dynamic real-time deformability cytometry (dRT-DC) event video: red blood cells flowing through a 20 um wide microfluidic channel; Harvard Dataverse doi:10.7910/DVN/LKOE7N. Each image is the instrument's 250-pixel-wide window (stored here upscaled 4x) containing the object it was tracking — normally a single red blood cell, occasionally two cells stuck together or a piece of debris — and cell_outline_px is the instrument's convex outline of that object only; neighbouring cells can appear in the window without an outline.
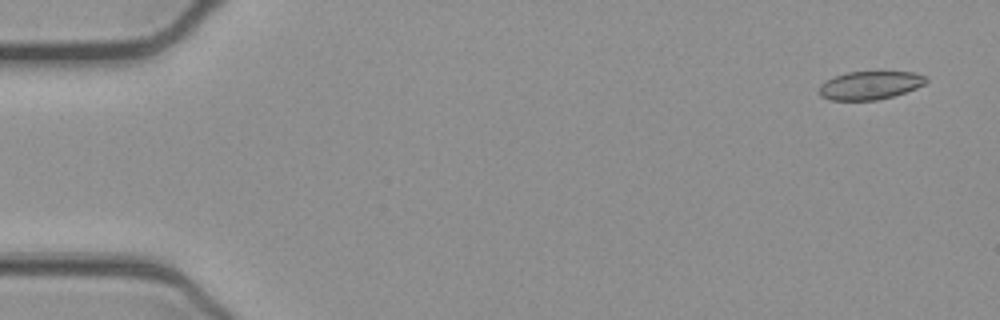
{"species": "common noctule bat (a hibernating species)", "species_latin": "Nyctalus noctula", "temperature_condition": "cold", "stored_images_in_passage": 53, "camera_frame_rate_fps": 3000, "um_per_image_px": 0.085, "animal": {"sex": "female", "body_mass_g": 21.9}, "frame": {"image": 1, "passage_image": 3, "time_ms": 0.667, "image_size_px": [1000, 320], "cell_outline_px": [[928, 80], [924, 84], [916, 88], [892, 96], [876, 100], [828, 100], [820, 96], [820, 84], [824, 80], [848, 72], [916, 72], [928, 76]], "centroid_in_image_um": [73.95, 7.25], "position_along_channel_um": 11.0, "area_um2": 17.63}}
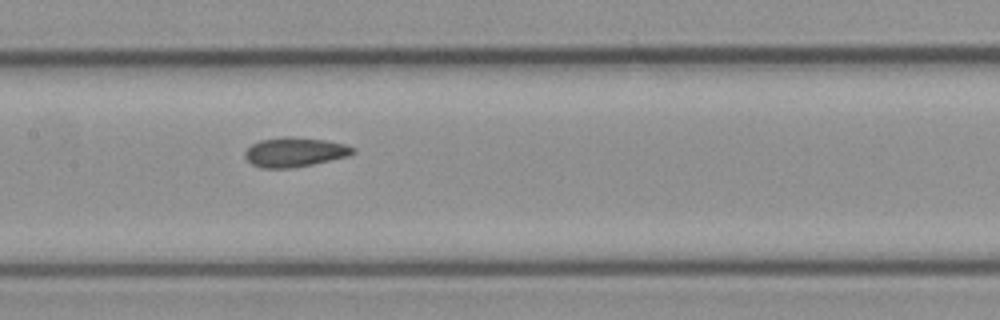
{"frame": {"image": 2, "passage_image": 26, "time_ms": 8.333, "image_size_px": [1000, 320], "cell_outline_px": [[356, 152], [348, 156], [312, 164], [292, 168], [260, 168], [252, 164], [244, 156], [244, 152], [252, 144], [260, 140], [284, 136], [292, 136], [324, 140], [344, 144], [356, 148]], "centroid_in_image_um": [25.04, 12.92], "position_along_channel_um": 182.4, "area_um2": 18.55}}
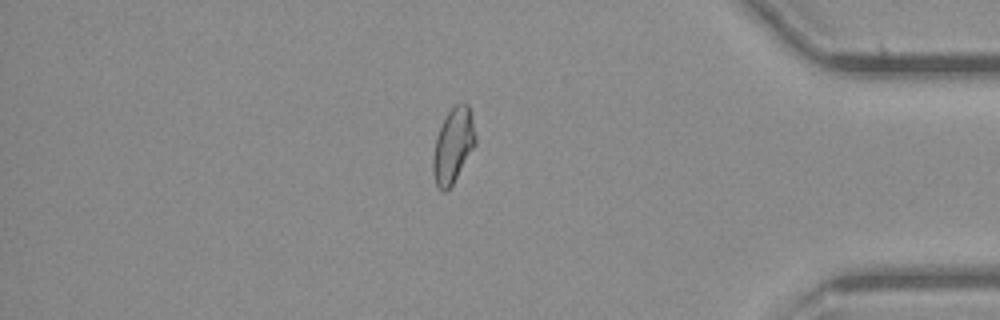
{"frame": {"image": 3, "passage_image": 45, "time_ms": 14.667, "image_size_px": [1000, 320], "cell_outline_px": [[476, 144], [452, 184], [444, 192], [436, 184], [432, 172], [432, 160], [436, 140], [440, 128], [448, 112], [456, 104], [468, 104], [472, 112], [476, 136]], "centroid_in_image_um": [38.53, 12.35], "position_along_channel_um": 396.7, "area_um2": 18.21}, "authors_computed_cell_mechanics": {"area_um2": 18.5538, "velocity_mm_per_s": 3.9118, "shape_relaxation_time_tau1_ms": null, "shape_relaxation_time_tau2_ms": 2.3386, "deformation_change_tau1": null, "deformation_change_tau2": 0.0756}}